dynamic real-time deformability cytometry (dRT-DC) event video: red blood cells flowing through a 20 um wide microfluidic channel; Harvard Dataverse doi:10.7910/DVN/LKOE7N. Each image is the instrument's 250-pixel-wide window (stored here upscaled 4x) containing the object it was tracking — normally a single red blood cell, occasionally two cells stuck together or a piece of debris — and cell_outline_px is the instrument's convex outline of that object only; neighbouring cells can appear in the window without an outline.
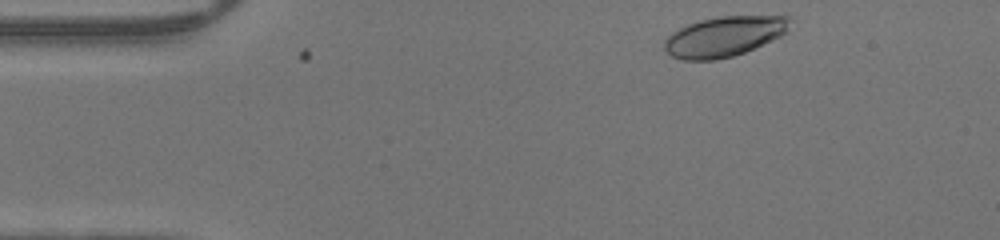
{"species": "human", "species_latin": "Homo sapiens", "temperature_condition": "warm", "stored_images_in_passage": 42, "camera_frame_rate_fps": 3000, "um_per_image_px": 0.085, "donor": {"sex": "male"}, "frame": {"image": 1, "passage_image": 1, "time_ms": 0.0, "image_size_px": [1000, 240], "cell_outline_px": [[792, 20], [784, 32], [780, 36], [772, 40], [744, 52], [732, 56], [716, 60], [684, 60], [672, 56], [664, 52], [664, 40], [672, 32], [688, 24], [700, 20], [720, 16], [792, 16]], "centroid_in_image_um": [61.52, 3.1], "position_along_channel_um": 23.5, "area_um2": 29.25}}
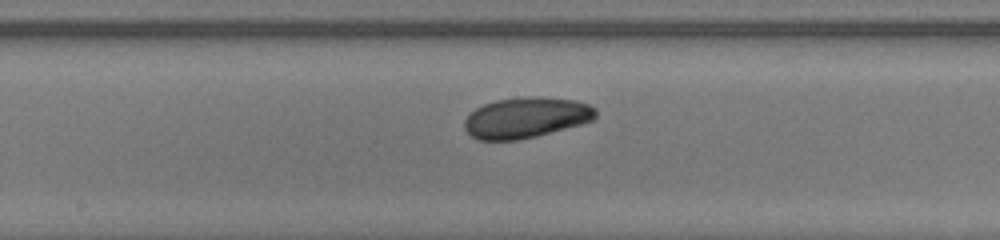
{"frame": {"image": 2, "passage_image": 19, "time_ms": 6.0, "image_size_px": [1000, 240], "cell_outline_px": [[596, 116], [592, 120], [580, 124], [536, 136], [516, 140], [476, 140], [464, 128], [464, 120], [476, 108], [484, 104], [496, 100], [528, 96], [540, 96], [576, 100], [588, 104], [596, 108]], "centroid_in_image_um": [44.71, 9.99], "position_along_channel_um": 203.5, "area_um2": 31.04}}
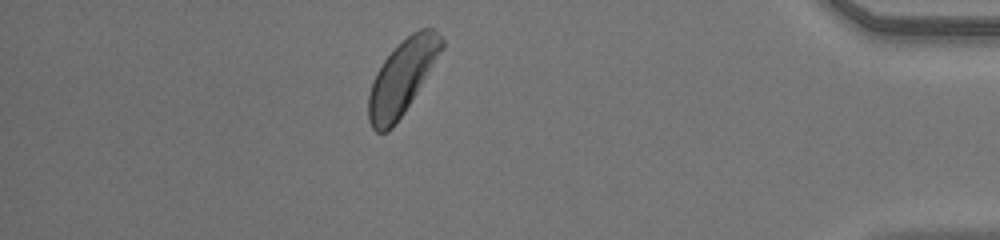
{"frame": {"image": 3, "passage_image": 36, "time_ms": 11.667, "image_size_px": [1000, 240], "cell_outline_px": [[444, 48], [404, 112], [392, 128], [388, 132], [376, 132], [372, 128], [368, 120], [368, 96], [372, 80], [376, 72], [384, 60], [412, 32], [420, 28], [432, 28], [444, 40]], "centroid_in_image_um": [34.17, 6.59], "position_along_channel_um": 401.0, "area_um2": 31.1}}